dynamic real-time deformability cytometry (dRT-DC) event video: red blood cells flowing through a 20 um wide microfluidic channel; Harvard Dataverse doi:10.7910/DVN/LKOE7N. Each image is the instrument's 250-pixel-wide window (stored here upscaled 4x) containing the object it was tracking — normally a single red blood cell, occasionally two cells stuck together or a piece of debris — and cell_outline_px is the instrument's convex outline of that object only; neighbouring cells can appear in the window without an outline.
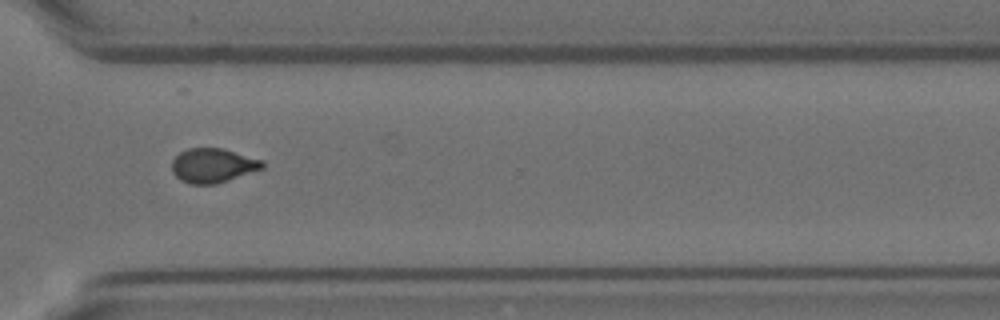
{"species": "Egyptian fruit bat (a non-hibernating species)", "species_latin": "Rousettus aegyptiacus", "temperature_condition": "room temperature", "stored_images_in_passage": 16, "camera_frame_rate_fps": 3000, "um_per_image_px": 0.085, "animal": {"sex": "female"}, "frame": {"image": 1, "passage_image": 12, "time_ms": 3.667, "image_size_px": [1000, 320], "cell_outline_px": [[264, 168], [216, 184], [188, 184], [180, 180], [172, 172], [172, 160], [180, 152], [188, 148], [224, 148], [264, 160]], "centroid_in_image_um": [18.1, 14.06], "position_along_channel_um": 352.5, "area_um2": 18.26}}
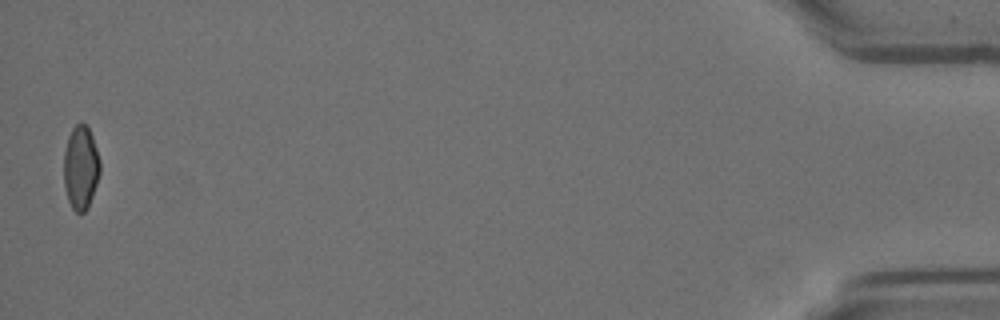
{"frame": {"image": 2, "passage_image": 16, "time_ms": 5.0, "image_size_px": [1000, 320], "cell_outline_px": [[100, 172], [88, 208], [84, 212], [76, 212], [72, 208], [68, 200], [64, 184], [64, 152], [68, 136], [72, 128], [80, 120], [88, 128], [92, 136], [100, 160]], "centroid_in_image_um": [6.86, 14.23], "position_along_channel_um": 428.3, "area_um2": 17.63}}